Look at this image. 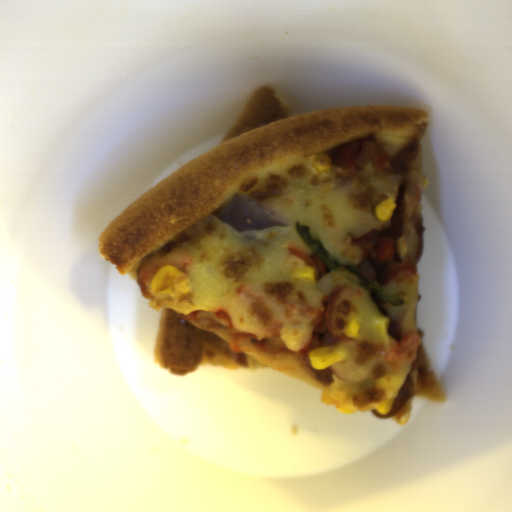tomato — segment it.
Segmentation results:
<instances>
[{
    "label": "tomato",
    "mask_w": 512,
    "mask_h": 512,
    "mask_svg": "<svg viewBox=\"0 0 512 512\" xmlns=\"http://www.w3.org/2000/svg\"><path fill=\"white\" fill-rule=\"evenodd\" d=\"M291 253L303 261L306 267H312L315 274V279H320L329 272V268L317 255H307L297 249L296 247L288 248Z\"/></svg>",
    "instance_id": "tomato-1"
}]
</instances>
